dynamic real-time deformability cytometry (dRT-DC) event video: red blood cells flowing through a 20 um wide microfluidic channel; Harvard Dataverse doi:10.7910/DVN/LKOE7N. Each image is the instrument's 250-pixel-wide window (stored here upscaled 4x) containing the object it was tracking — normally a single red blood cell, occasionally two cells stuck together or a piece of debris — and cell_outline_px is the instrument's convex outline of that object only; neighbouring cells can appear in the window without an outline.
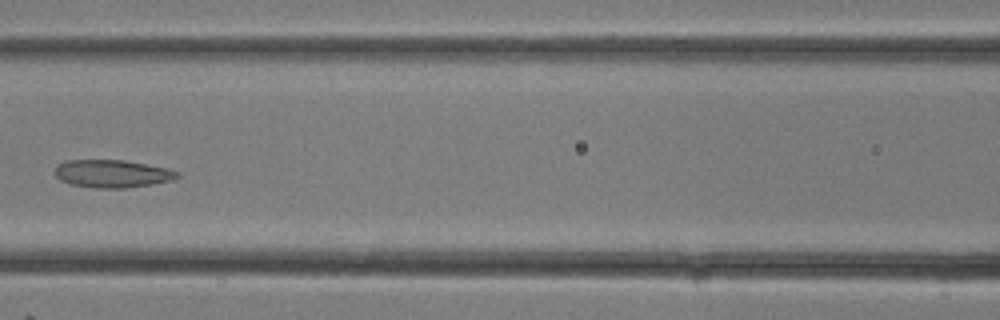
{"species": "common noctule bat (a hibernating species)", "species_latin": "Nyctalus noctula", "temperature_condition": "room temperature", "stored_images_in_passage": 27, "camera_frame_rate_fps": 3000, "um_per_image_px": 0.085, "animal": {"sex": "female"}, "frame": {"image": 1, "passage_image": 10, "time_ms": 3.0, "image_size_px": [1000, 320], "cell_outline_px": [[180, 176], [172, 180], [152, 184], [124, 188], [96, 188], [72, 184], [60, 180], [52, 172], [56, 164], [64, 160], [124, 160], [168, 168], [180, 172]], "centroid_in_image_um": [9.51, 14.75], "position_along_channel_um": 157.1, "area_um2": 20.0}}
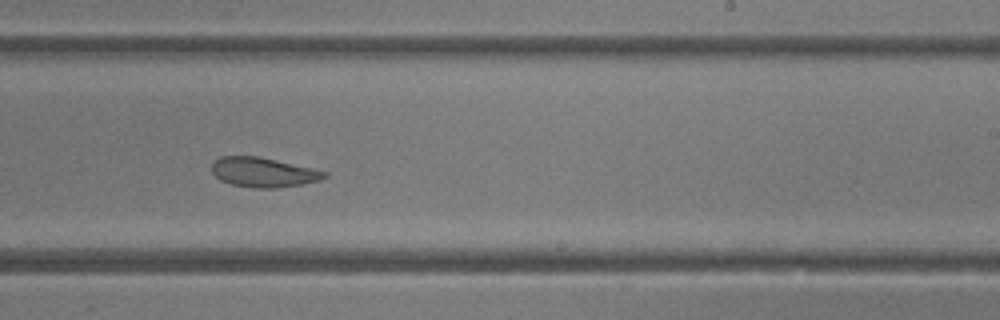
{"frame": {"image": 2, "passage_image": 15, "time_ms": 4.667, "image_size_px": [1000, 320], "cell_outline_px": [[328, 176], [320, 180], [300, 184], [276, 188], [252, 188], [232, 184], [220, 180], [212, 172], [212, 160], [220, 156], [260, 156], [312, 168], [328, 172]], "centroid_in_image_um": [22.36, 14.63], "position_along_channel_um": 266.6, "area_um2": 19.54}}
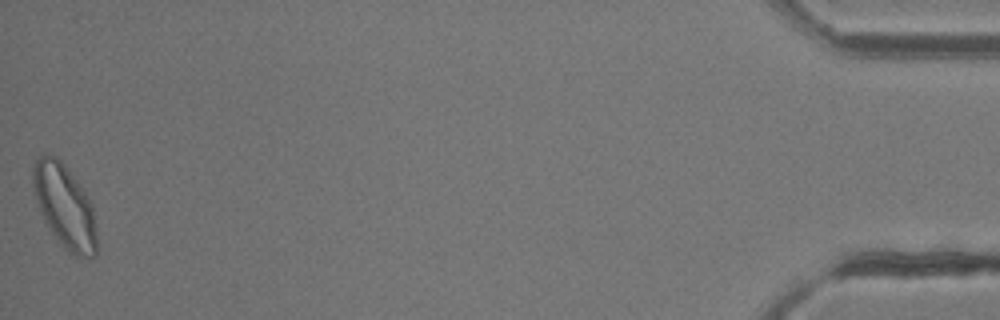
{"frame": {"image": 3, "passage_image": 27, "time_ms": 8.667, "image_size_px": [1000, 320], "cell_outline_px": [[96, 256], [76, 256], [68, 252], [60, 244], [44, 220], [36, 204], [32, 184], [32, 168], [36, 160], [40, 156], [56, 156], [64, 164], [80, 184], [88, 196], [92, 204], [96, 228]], "centroid_in_image_um": [5.49, 17.53], "position_along_channel_um": 429.7, "area_um2": 30.98}}